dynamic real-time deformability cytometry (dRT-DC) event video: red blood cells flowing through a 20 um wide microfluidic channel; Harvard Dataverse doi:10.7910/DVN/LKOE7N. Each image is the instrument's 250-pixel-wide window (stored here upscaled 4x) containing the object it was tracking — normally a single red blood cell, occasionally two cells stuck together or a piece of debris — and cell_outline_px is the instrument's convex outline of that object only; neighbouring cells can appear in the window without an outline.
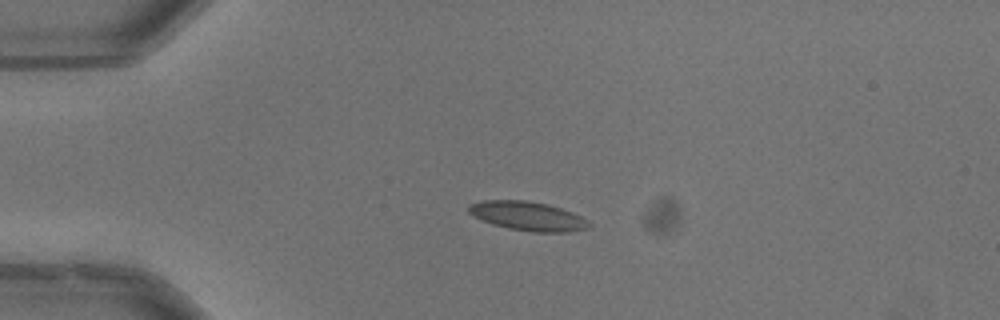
{"species": "common noctule bat (a hibernating species)", "species_latin": "Nyctalus noctula", "temperature_condition": "warm", "stored_images_in_passage": 42, "camera_frame_rate_fps": 3000, "um_per_image_px": 0.085, "animal": {"sex": "male", "body_mass_g": 13.3}, "frame": {"image": 1, "passage_image": 1, "time_ms": 0.0, "image_size_px": [1000, 320], "cell_outline_px": [[592, 224], [588, 228], [564, 232], [532, 232], [508, 228], [492, 224], [468, 212], [468, 204], [484, 200], [524, 200], [548, 204], [572, 212], [588, 220]], "centroid_in_image_um": [44.87, 18.36], "position_along_channel_um": 40.1, "area_um2": 20.23}, "authors_computed_cell_mechanics": {"area_um2": 19.9121, "velocity_mm_per_s": 3.8614, "shape_relaxation_time_tau1_ms": 2.6861, "shape_relaxation_time_tau2_ms": null, "deformation_change_tau1": 0.049, "deformation_change_tau2": null}}